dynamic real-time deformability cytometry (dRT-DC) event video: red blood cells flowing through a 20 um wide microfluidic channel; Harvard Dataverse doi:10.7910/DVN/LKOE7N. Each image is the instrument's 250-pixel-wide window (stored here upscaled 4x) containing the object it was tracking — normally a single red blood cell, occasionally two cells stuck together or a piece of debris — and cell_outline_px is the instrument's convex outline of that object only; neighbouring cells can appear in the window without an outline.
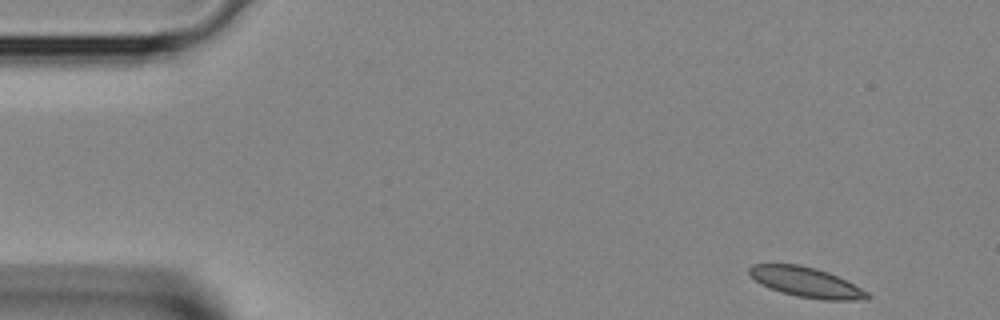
{"species": "Egyptian fruit bat (a non-hibernating species)", "species_latin": "Rousettus aegyptiacus", "temperature_condition": "room temperature", "stored_images_in_passage": 4, "segment_of_instrument_passage": [1, 2], "camera_frame_rate_fps": 3000, "um_per_image_px": 0.085, "animal": {"sex": "female"}, "frame": {"image": 1, "passage_image": 1, "time_ms": 0.0, "image_size_px": [1000, 320], "cell_outline_px": [[872, 296], [868, 300], [824, 300], [796, 296], [760, 284], [748, 272], [748, 268], [752, 264], [800, 264], [816, 268], [828, 272], [868, 292]], "centroid_in_image_um": [68.54, 23.99], "position_along_channel_um": 16.5, "area_um2": 20.4}}
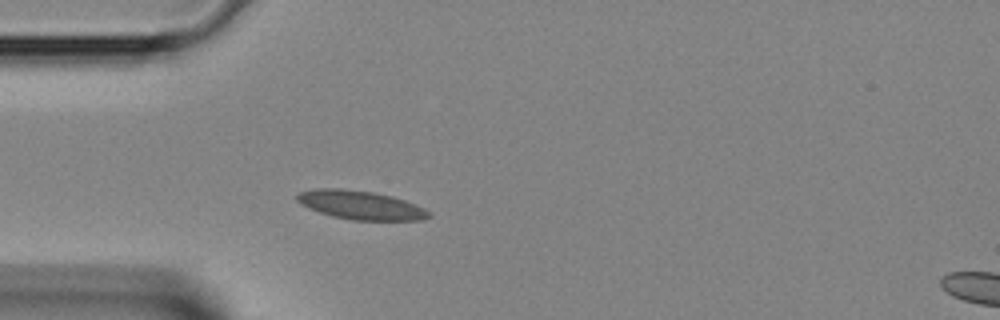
{"frame": {"image": 2, "passage_image": 3, "time_ms": 0.667, "image_size_px": [1000, 320], "cell_outline_px": [[432, 216], [424, 220], [352, 220], [332, 216], [308, 208], [300, 204], [296, 200], [296, 196], [300, 192], [316, 188], [340, 188], [372, 192], [392, 196], [416, 204], [432, 212]], "centroid_in_image_um": [30.67, 17.43], "position_along_channel_um": 54.3, "area_um2": 22.2}}